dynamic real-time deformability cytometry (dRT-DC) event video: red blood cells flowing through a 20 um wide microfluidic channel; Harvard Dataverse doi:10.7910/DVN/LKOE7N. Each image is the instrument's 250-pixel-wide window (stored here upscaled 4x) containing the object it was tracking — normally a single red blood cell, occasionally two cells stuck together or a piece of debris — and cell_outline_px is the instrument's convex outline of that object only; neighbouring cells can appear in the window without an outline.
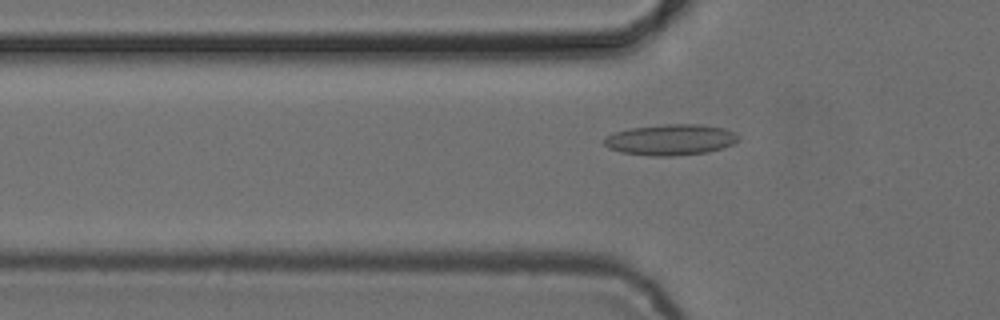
{"species": "common noctule bat (a hibernating species)", "species_latin": "Nyctalus noctula", "temperature_condition": "cold", "stored_images_in_passage": 44, "camera_frame_rate_fps": 3000, "um_per_image_px": 0.085, "animal": {"sex": "female", "body_mass_g": 24.6, "forearm_length_mm": 56.2}, "frame": {"image": 1, "passage_image": 9, "time_ms": 2.667, "image_size_px": [1000, 320], "cell_outline_px": [[740, 140], [724, 148], [708, 152], [672, 156], [652, 156], [620, 152], [608, 148], [600, 140], [616, 132], [632, 128], [664, 124], [700, 124], [724, 128], [736, 132], [740, 136]], "centroid_in_image_um": [57.04, 11.88], "position_along_channel_um": 68.8, "area_um2": 24.39}}
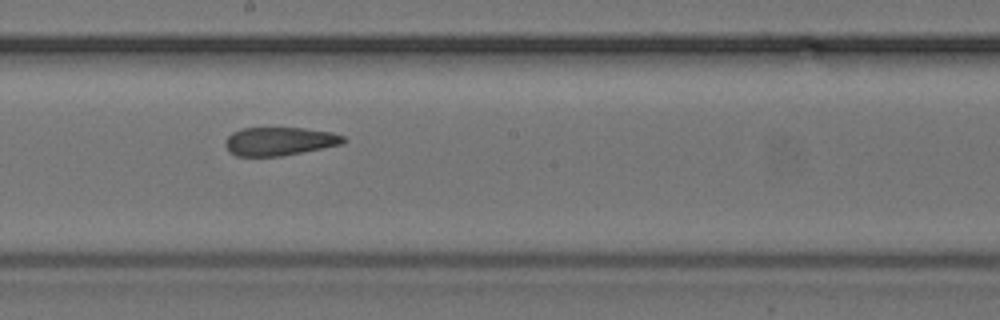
{"frame": {"image": 2, "passage_image": 21, "time_ms": 6.667, "image_size_px": [1000, 320], "cell_outline_px": [[348, 140], [340, 144], [304, 152], [280, 156], [236, 156], [228, 152], [224, 144], [224, 140], [232, 132], [244, 128], [304, 128], [332, 132], [344, 136]], "centroid_in_image_um": [23.73, 12.01], "position_along_channel_um": 224.5, "area_um2": 19.65}}
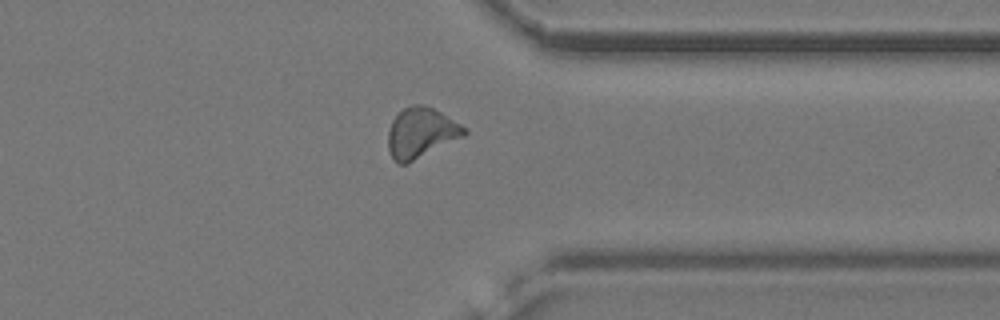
{"frame": {"image": 3, "passage_image": 33, "time_ms": 10.667, "image_size_px": [1000, 320], "cell_outline_px": [[468, 132], [464, 136], [408, 164], [396, 164], [392, 160], [388, 148], [388, 132], [392, 120], [404, 108], [412, 104], [420, 104], [432, 108], [440, 112], [460, 124]], "centroid_in_image_um": [35.75, 11.32], "position_along_channel_um": 375.6, "area_um2": 22.25}, "authors_computed_cell_mechanics": {"area_um2": 20.9236, "velocity_mm_per_s": 3.8749, "shape_relaxation_time_tau1_ms": null, "shape_relaxation_time_tau2_ms": 3.495, "deformation_change_tau1": null, "deformation_change_tau2": 0.1022}}